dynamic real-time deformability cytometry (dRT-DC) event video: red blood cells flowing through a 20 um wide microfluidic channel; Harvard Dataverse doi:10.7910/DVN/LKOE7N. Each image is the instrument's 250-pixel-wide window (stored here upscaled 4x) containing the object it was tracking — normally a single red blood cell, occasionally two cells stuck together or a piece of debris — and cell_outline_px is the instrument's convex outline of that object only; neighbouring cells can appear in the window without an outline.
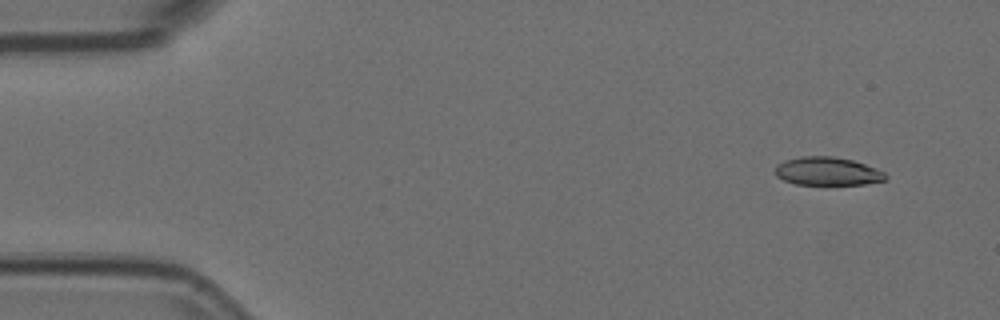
{"species": "Egyptian fruit bat (a non-hibernating species)", "species_latin": "Rousettus aegyptiacus", "temperature_condition": "room temperature", "stored_images_in_passage": 4, "camera_frame_rate_fps": 3000, "um_per_image_px": 0.085, "animal": {"sex": "female"}, "frame": {"image": 1, "passage_image": 1, "time_ms": 0.0, "image_size_px": [1000, 320], "cell_outline_px": [[888, 180], [864, 184], [796, 184], [784, 180], [776, 176], [776, 164], [784, 160], [800, 156], [832, 156], [852, 160], [876, 168], [884, 172], [888, 176]], "centroid_in_image_um": [70.34, 14.55], "position_along_channel_um": 14.7, "area_um2": 18.21}}
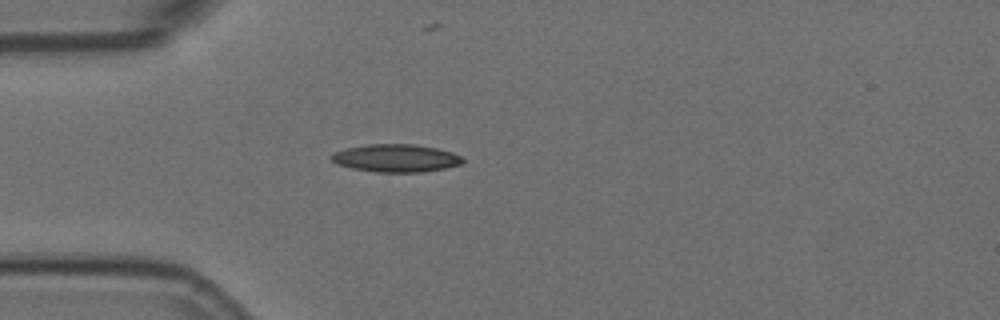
{"frame": {"image": 2, "passage_image": 4, "time_ms": 1.0, "image_size_px": [1000, 320], "cell_outline_px": [[464, 164], [444, 168], [420, 172], [376, 172], [352, 168], [336, 164], [332, 160], [332, 152], [348, 148], [368, 144], [412, 144], [436, 148], [452, 152], [460, 156], [464, 160]], "centroid_in_image_um": [33.66, 13.44], "position_along_channel_um": 51.3, "area_um2": 21.15}}